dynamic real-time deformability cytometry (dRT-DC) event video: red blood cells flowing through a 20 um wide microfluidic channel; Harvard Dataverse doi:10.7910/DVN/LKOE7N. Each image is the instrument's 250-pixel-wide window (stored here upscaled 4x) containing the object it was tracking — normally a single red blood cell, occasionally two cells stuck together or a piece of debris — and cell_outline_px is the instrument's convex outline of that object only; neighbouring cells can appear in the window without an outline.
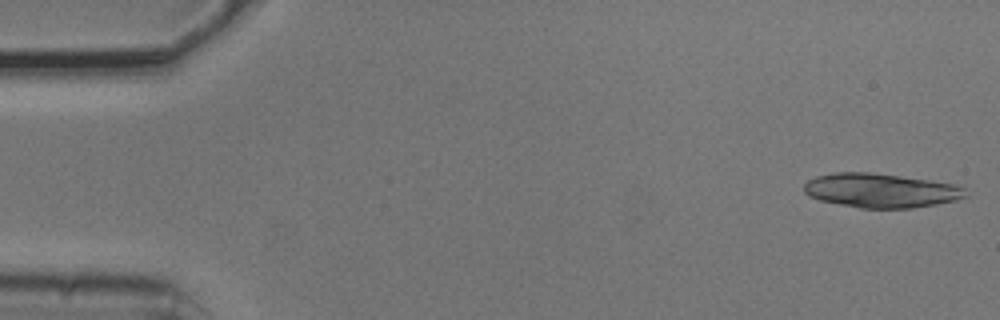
{"species": "common noctule bat (a hibernating species)", "species_latin": "Nyctalus noctula", "temperature_condition": "cold", "stored_images_in_passage": 4, "camera_frame_rate_fps": 3000, "um_per_image_px": 0.085, "animal": {"sex": "male", "body_mass_g": 20.5, "forearm_length_mm": 52.5}, "frame": {"image": 1, "passage_image": 1, "time_ms": 0.0, "image_size_px": [1000, 320], "cell_outline_px": [[968, 196], [956, 200], [936, 204], [912, 208], [860, 208], [820, 200], [808, 196], [804, 192], [804, 184], [808, 180], [816, 176], [836, 172], [868, 172], [928, 180], [952, 184], [964, 188]], "centroid_in_image_um": [74.84, 16.2], "position_along_channel_um": 10.2, "area_um2": 31.96}}